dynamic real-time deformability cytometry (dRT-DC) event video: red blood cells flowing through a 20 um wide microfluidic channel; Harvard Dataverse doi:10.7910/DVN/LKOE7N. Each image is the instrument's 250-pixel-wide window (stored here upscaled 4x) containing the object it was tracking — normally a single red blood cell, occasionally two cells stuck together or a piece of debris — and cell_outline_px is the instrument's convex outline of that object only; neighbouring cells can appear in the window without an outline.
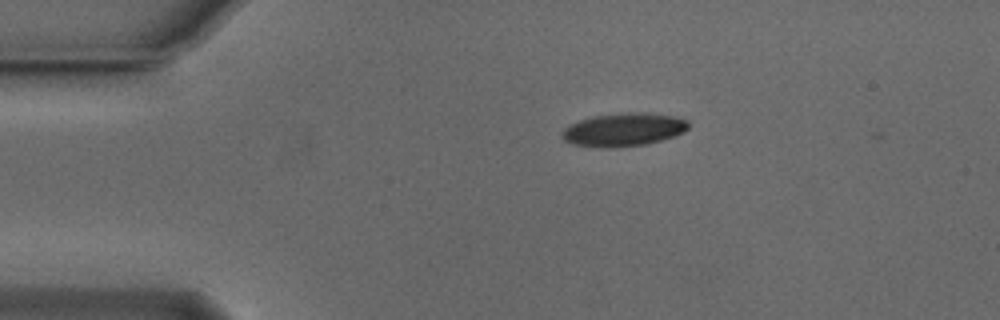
{"species": "Egyptian fruit bat (a non-hibernating species)", "species_latin": "Rousettus aegyptiacus", "temperature_condition": "cold", "stored_images_in_passage": 44, "camera_frame_rate_fps": 3000, "um_per_image_px": 0.085, "animal": {"sex": "male"}, "frame": {"image": 1, "passage_image": 1, "time_ms": 0.0, "image_size_px": [1000, 320], "cell_outline_px": [[688, 128], [684, 132], [648, 144], [612, 148], [600, 148], [572, 144], [564, 140], [560, 132], [564, 128], [580, 120], [596, 116], [636, 112], [644, 112], [672, 116], [688, 120]], "centroid_in_image_um": [52.99, 11.04], "position_along_channel_um": 32.0, "area_um2": 24.28}}
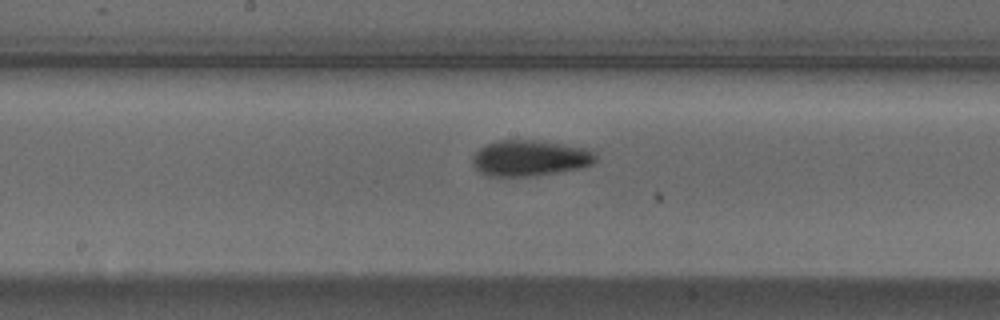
{"frame": {"image": 2, "passage_image": 18, "time_ms": 5.667, "image_size_px": [1000, 320], "cell_outline_px": [[596, 160], [592, 164], [576, 168], [556, 172], [528, 176], [488, 176], [480, 172], [472, 164], [472, 156], [480, 148], [496, 140], [536, 140], [588, 148], [596, 156]], "centroid_in_image_um": [45.0, 13.43], "position_along_channel_um": 203.2, "area_um2": 25.49}}
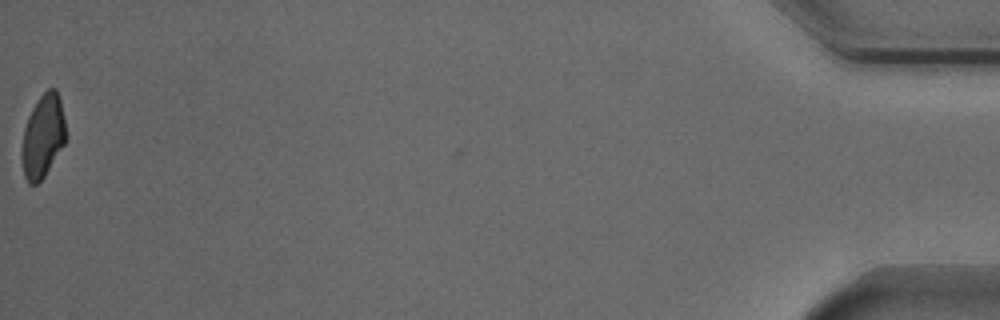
{"frame": {"image": 3, "passage_image": 44, "time_ms": 14.333, "image_size_px": [1000, 320], "cell_outline_px": [[68, 136], [64, 144], [44, 176], [36, 184], [28, 184], [24, 176], [20, 156], [20, 152], [24, 128], [28, 116], [32, 108], [40, 96], [48, 88], [56, 88], [60, 96]], "centroid_in_image_um": [3.65, 11.56], "position_along_channel_um": 431.6, "area_um2": 21.73}, "authors_computed_cell_mechanics": {"area_um2": 24.2182, "velocity_mm_per_s": 3.845, "shape_relaxation_time_tau1_ms": 6.6542, "shape_relaxation_time_tau2_ms": 4.4992, "deformation_change_tau1": 0.1468, "deformation_change_tau2": 0.0994}}